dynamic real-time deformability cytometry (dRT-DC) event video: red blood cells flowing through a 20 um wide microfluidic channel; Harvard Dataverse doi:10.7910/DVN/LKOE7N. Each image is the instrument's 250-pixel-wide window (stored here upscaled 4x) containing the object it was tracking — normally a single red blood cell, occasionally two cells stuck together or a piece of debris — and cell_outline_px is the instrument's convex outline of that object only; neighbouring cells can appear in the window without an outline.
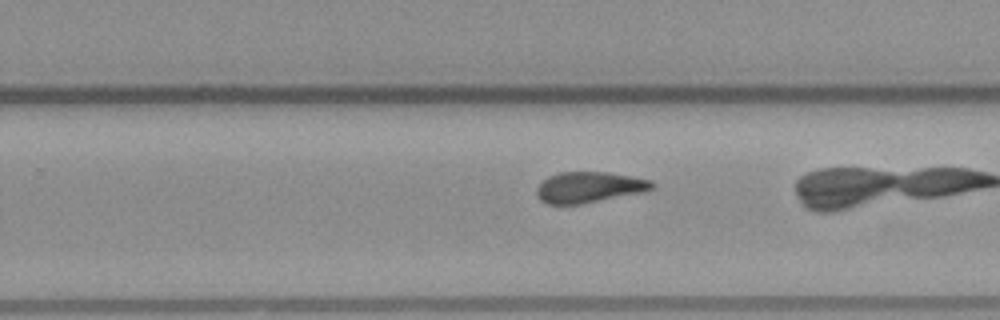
{"species": "common noctule bat (a hibernating species)", "species_latin": "Nyctalus noctula", "temperature_condition": "warm", "stored_images_in_passage": 34, "camera_frame_rate_fps": 3000, "um_per_image_px": 0.085, "animal": {"sex": "male", "body_mass_g": 23.1, "forearm_length_mm": 52.7}, "frame": {"image": 1, "passage_image": 28, "time_ms": 9.0, "image_size_px": [1000, 320], "cell_outline_px": [[656, 188], [644, 192], [580, 204], [548, 204], [540, 200], [536, 196], [536, 188], [548, 176], [560, 172], [608, 172], [632, 176], [652, 180], [656, 184]], "centroid_in_image_um": [50.11, 15.91], "position_along_channel_um": 279.7, "area_um2": 20.92}}